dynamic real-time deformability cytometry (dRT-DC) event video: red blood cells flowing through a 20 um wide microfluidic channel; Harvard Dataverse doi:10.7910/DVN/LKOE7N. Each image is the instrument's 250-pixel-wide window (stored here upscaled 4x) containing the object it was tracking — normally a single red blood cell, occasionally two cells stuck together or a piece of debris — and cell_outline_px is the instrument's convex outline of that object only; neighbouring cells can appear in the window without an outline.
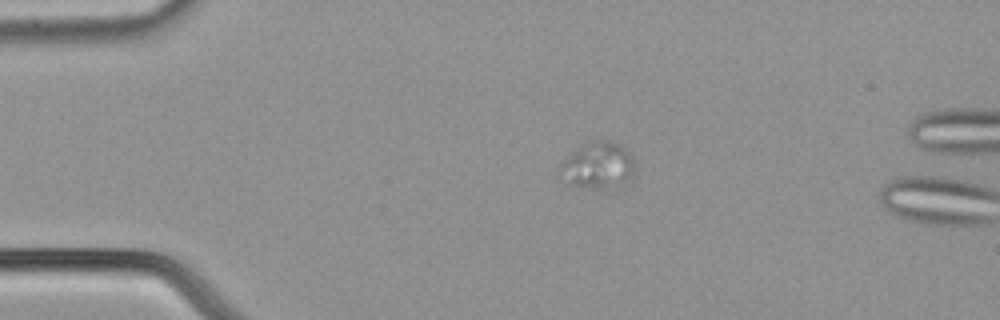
{"species": "common noctule bat (a hibernating species)", "species_latin": "Nyctalus noctula", "temperature_condition": "cold", "stored_images_in_passage": 3, "camera_frame_rate_fps": 3000, "um_per_image_px": 0.085, "animal": {"sex": "male", "body_mass_g": 21.5, "forearm_length_mm": 52.0}, "frame": {"image": 1, "passage_image": 1, "time_ms": 0.0, "image_size_px": [1000, 320], "cell_outline_px": [[636, 176], [632, 180], [608, 192], [600, 192], [568, 184], [560, 168], [560, 164], [576, 148], [600, 140], [608, 140], [620, 144], [632, 156]], "centroid_in_image_um": [50.91, 14.16], "position_along_channel_um": 34.1, "area_um2": 20.92}}